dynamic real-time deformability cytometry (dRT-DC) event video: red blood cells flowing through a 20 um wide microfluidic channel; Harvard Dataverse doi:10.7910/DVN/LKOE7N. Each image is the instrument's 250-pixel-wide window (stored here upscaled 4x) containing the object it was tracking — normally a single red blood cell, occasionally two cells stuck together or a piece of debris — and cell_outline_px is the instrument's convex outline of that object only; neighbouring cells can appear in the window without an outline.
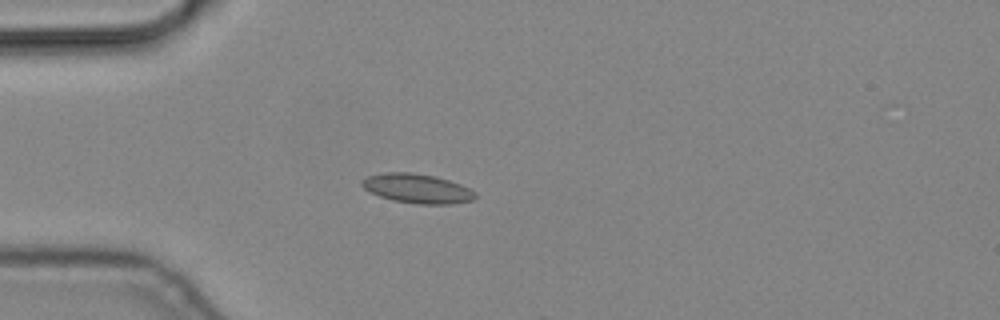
{"species": "common noctule bat (a hibernating species)", "species_latin": "Nyctalus noctula", "temperature_condition": "cold", "stored_images_in_passage": 5, "camera_frame_rate_fps": 3000, "um_per_image_px": 0.085, "animal": {"sex": "male", "body_mass_g": 19.2, "forearm_length_mm": 51.8}, "frame": {"image": 1, "passage_image": 4, "time_ms": 1.0, "image_size_px": [1000, 320], "cell_outline_px": [[476, 200], [452, 204], [420, 204], [392, 200], [380, 196], [364, 188], [360, 184], [360, 180], [368, 176], [384, 172], [408, 172], [432, 176], [448, 180], [460, 184], [476, 192]], "centroid_in_image_um": [35.47, 16.03], "position_along_channel_um": 49.5, "area_um2": 19.31}}